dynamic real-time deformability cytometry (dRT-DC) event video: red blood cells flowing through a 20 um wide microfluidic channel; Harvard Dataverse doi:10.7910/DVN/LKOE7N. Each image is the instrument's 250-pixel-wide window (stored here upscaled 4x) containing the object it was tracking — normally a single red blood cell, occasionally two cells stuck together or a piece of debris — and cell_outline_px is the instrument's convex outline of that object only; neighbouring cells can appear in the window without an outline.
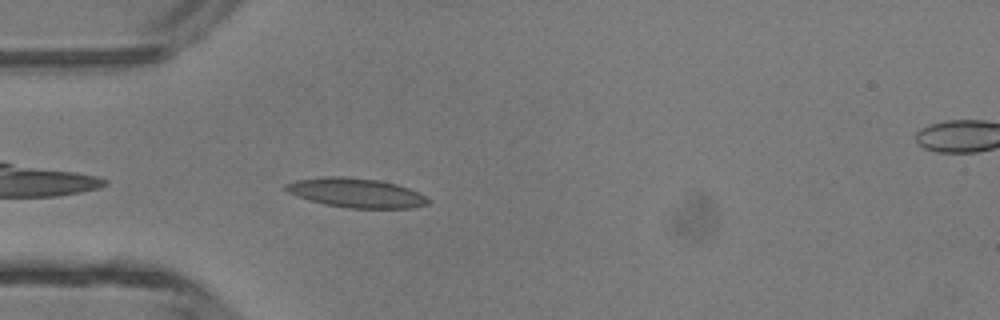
{"species": "common noctule bat (a hibernating species)", "species_latin": "Nyctalus noctula", "temperature_condition": "room temperature", "stored_images_in_passage": 34, "camera_frame_rate_fps": 3000, "um_per_image_px": 0.085, "animal": {"sex": "male", "body_mass_g": 13.3}, "frame": {"image": 1, "passage_image": 1, "time_ms": 0.0, "image_size_px": [1000, 320], "cell_outline_px": [[428, 204], [412, 208], [348, 208], [324, 204], [288, 192], [284, 188], [284, 184], [296, 180], [324, 176], [340, 176], [380, 180], [396, 184], [408, 188], [424, 196], [428, 200]], "centroid_in_image_um": [30.25, 16.38], "position_along_channel_um": 54.7, "area_um2": 24.04}}
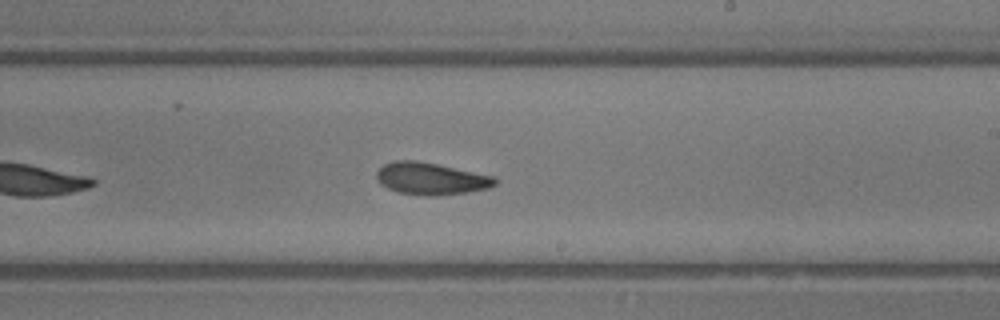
{"frame": {"image": 2, "passage_image": 15, "time_ms": 4.667, "image_size_px": [1000, 320], "cell_outline_px": [[500, 180], [496, 184], [488, 188], [468, 192], [436, 196], [428, 196], [396, 192], [380, 184], [376, 176], [376, 172], [384, 164], [392, 160], [416, 160], [496, 176]], "centroid_in_image_um": [36.65, 15.18], "position_along_channel_um": 252.4, "area_um2": 22.37}}
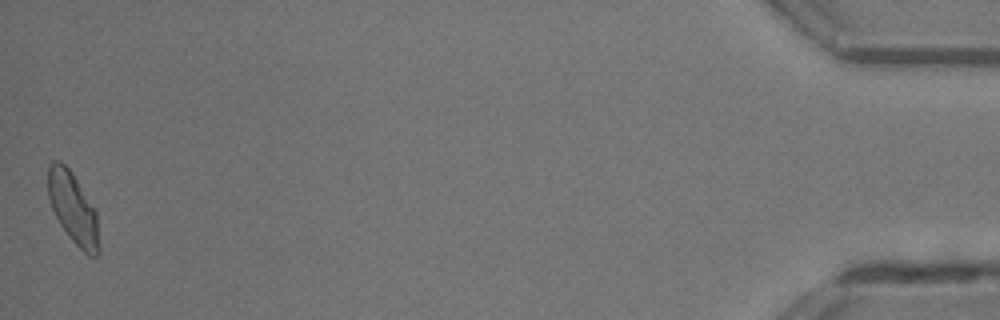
{"frame": {"image": 3, "passage_image": 34, "time_ms": 11.0, "image_size_px": [1000, 320], "cell_outline_px": [[100, 252], [96, 256], [88, 256], [68, 236], [60, 224], [52, 208], [48, 196], [48, 164], [52, 160], [60, 160], [68, 168], [96, 208], [100, 248]], "centroid_in_image_um": [6.23, 17.71], "position_along_channel_um": 429.0, "area_um2": 21.27}, "authors_computed_cell_mechanics": {"area_um2": 21.4727, "velocity_mm_per_s": 4.3663, "shape_relaxation_time_tau1_ms": 9.9575, "shape_relaxation_time_tau2_ms": 2.9797, "deformation_change_tau1": 0.2436, "deformation_change_tau2": 0.0954}}